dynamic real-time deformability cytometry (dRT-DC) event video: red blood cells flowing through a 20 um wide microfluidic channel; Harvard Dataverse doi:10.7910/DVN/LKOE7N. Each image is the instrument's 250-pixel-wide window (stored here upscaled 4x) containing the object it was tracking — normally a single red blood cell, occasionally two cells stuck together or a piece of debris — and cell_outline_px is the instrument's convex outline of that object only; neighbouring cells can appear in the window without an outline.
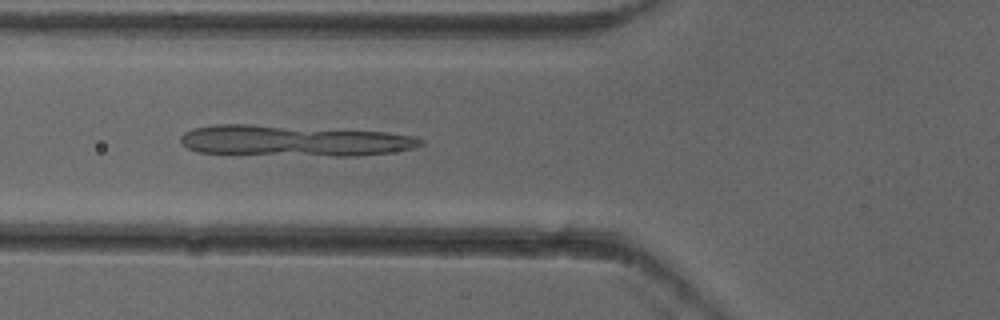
{"species": "common noctule bat (a hibernating species)", "species_latin": "Nyctalus noctula", "temperature_condition": "cold", "stored_images_in_passage": 7, "camera_frame_rate_fps": 3000, "um_per_image_px": 0.085, "animal": {"sex": "female"}, "frame": {"image": 1, "passage_image": 6, "time_ms": 1.667, "image_size_px": [1000, 320], "cell_outline_px": [[424, 144], [412, 148], [388, 152], [356, 156], [332, 156], [196, 152], [180, 144], [180, 136], [184, 132], [192, 128], [216, 124], [252, 124], [384, 132], [412, 136], [424, 140]], "centroid_in_image_um": [24.91, 11.95], "position_along_channel_um": 100.9, "area_um2": 43.12}}
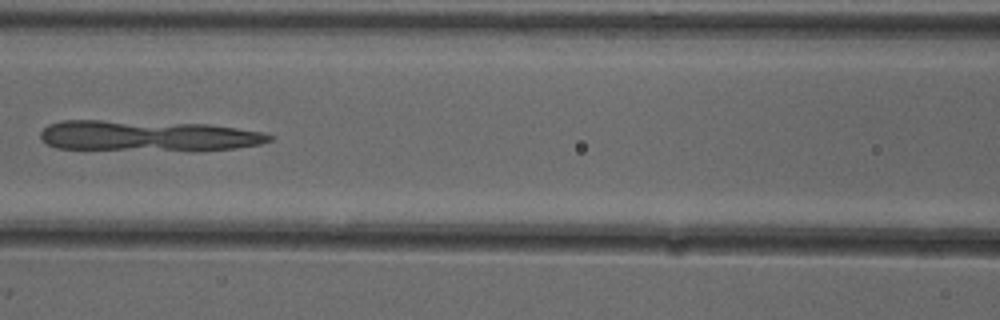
{"frame": {"image": 2, "passage_image": 7, "time_ms": 2.0, "image_size_px": [1000, 320], "cell_outline_px": [[276, 136], [272, 140], [260, 144], [236, 148], [196, 152], [192, 152], [56, 148], [40, 140], [40, 132], [48, 124], [60, 120], [100, 120], [208, 124], [264, 132]], "centroid_in_image_um": [12.6, 11.57], "position_along_channel_um": 154.0, "area_um2": 42.14}}